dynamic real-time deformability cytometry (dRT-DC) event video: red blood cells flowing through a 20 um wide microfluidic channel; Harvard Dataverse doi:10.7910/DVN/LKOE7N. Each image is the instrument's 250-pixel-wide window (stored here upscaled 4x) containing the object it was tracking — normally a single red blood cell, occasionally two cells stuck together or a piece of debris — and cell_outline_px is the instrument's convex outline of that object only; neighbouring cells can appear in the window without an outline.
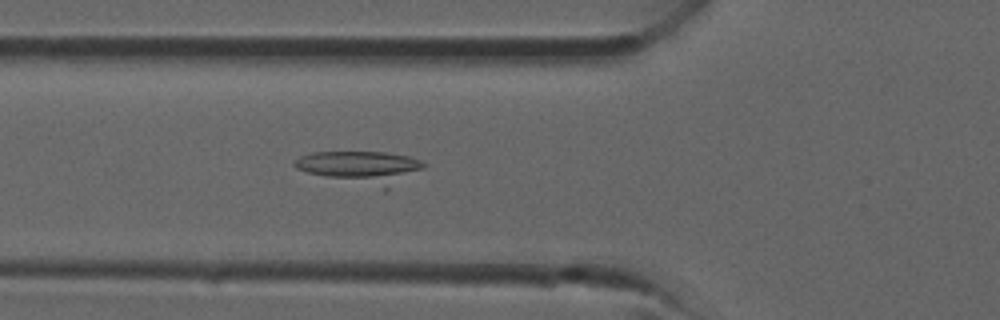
{"species": "common noctule bat (a hibernating species)", "species_latin": "Nyctalus noctula", "temperature_condition": "room temperature", "stored_images_in_passage": 22, "camera_frame_rate_fps": 3000, "um_per_image_px": 0.085, "animal": {"sex": "male", "forearm_length_mm": 52.5}, "frame": {"image": 1, "passage_image": 12, "time_ms": 3.667, "image_size_px": [1000, 320], "cell_outline_px": [[428, 164], [424, 168], [384, 192], [308, 172], [296, 168], [292, 164], [292, 160], [300, 156], [312, 152], [384, 152], [408, 156], [420, 160]], "centroid_in_image_um": [30.72, 14.25], "position_along_channel_um": 95.1, "area_um2": 24.97}}
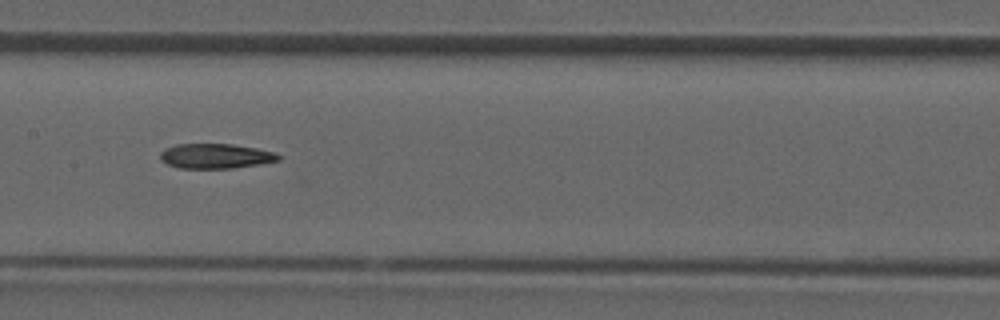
{"frame": {"image": 2, "passage_image": 17, "time_ms": 5.333, "image_size_px": [1000, 320], "cell_outline_px": [[280, 160], [260, 164], [232, 168], [180, 168], [168, 164], [160, 160], [160, 152], [164, 148], [176, 144], [232, 144], [256, 148], [276, 152], [280, 156]], "centroid_in_image_um": [18.32, 13.26], "position_along_channel_um": 189.1, "area_um2": 17.17}}
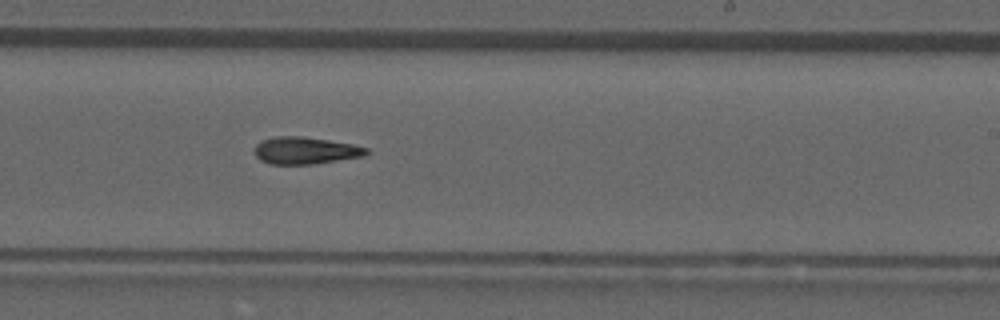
{"frame": {"image": 3, "passage_image": 21, "time_ms": 6.667, "image_size_px": [1000, 320], "cell_outline_px": [[368, 152], [364, 156], [312, 164], [272, 164], [260, 160], [252, 152], [252, 148], [260, 140], [276, 136], [300, 136], [328, 140], [352, 144], [368, 148]], "centroid_in_image_um": [25.89, 12.79], "position_along_channel_um": 263.1, "area_um2": 17.74}}